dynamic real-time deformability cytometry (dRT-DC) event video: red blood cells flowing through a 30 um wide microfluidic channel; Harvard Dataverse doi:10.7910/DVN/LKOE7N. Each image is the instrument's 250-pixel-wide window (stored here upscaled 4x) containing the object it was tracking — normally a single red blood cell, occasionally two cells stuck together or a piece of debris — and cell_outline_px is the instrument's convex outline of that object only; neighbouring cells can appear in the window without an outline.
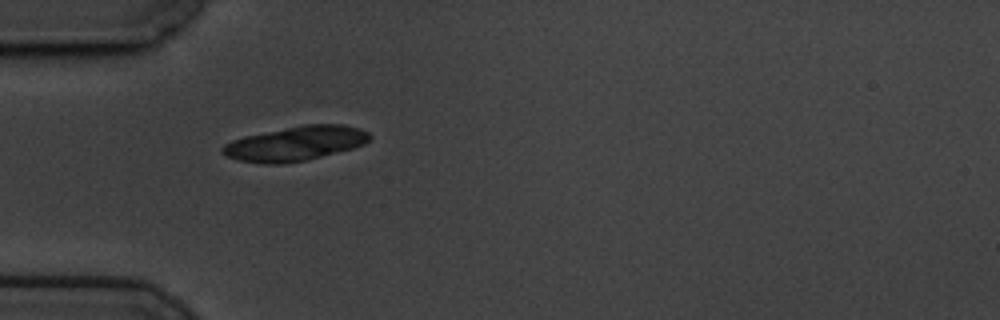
{"species": "common noctule bat (a hibernating species)", "species_latin": "Nyctalus noctula", "temperature_condition": "cold", "stored_images_in_passage": 42, "camera_frame_rate_fps": 3000, "um_per_image_px": 0.085, "animal": {"sex": "male", "body_mass_g": 19.5, "forearm_length_mm": 54.6}, "frame": {"image": 1, "passage_image": 1, "time_ms": 0.0, "image_size_px": [1000, 320], "cell_outline_px": [[372, 136], [364, 144], [352, 148], [304, 160], [284, 164], [264, 164], [240, 160], [228, 156], [220, 152], [220, 148], [224, 144], [232, 140], [244, 136], [304, 124], [344, 124], [360, 128], [368, 132]], "centroid_in_image_um": [25.1, 12.19], "position_along_channel_um": 59.9, "area_um2": 29.42}}
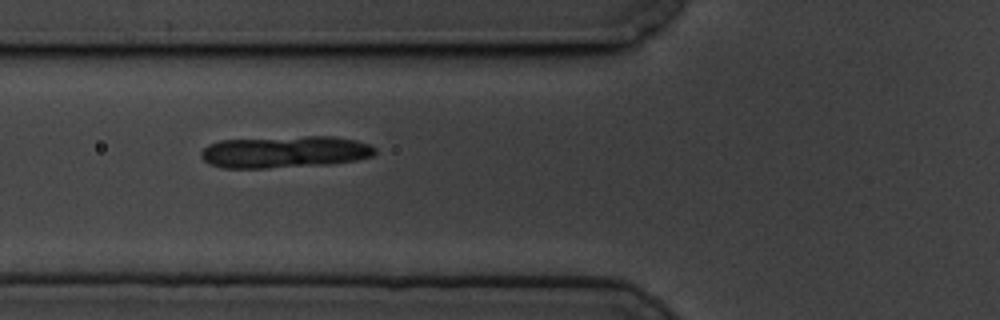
{"frame": {"image": 2, "passage_image": 5, "time_ms": 1.333, "image_size_px": [1000, 320], "cell_outline_px": [[376, 152], [372, 156], [356, 160], [332, 164], [264, 168], [224, 168], [208, 164], [200, 156], [200, 152], [208, 144], [220, 140], [304, 136], [332, 136], [356, 140], [368, 144], [376, 148]], "centroid_in_image_um": [24.19, 12.91], "position_along_channel_um": 101.6, "area_um2": 32.54}}
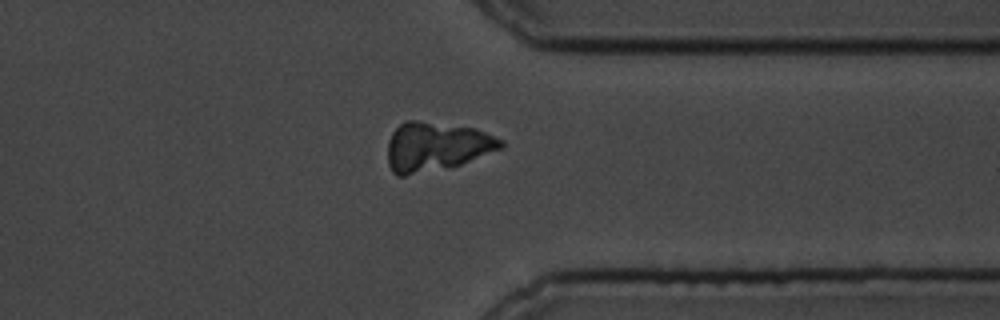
{"frame": {"image": 3, "passage_image": 29, "time_ms": 9.333, "image_size_px": [1000, 320], "cell_outline_px": [[504, 148], [460, 164], [404, 176], [396, 176], [392, 172], [388, 164], [388, 140], [392, 132], [404, 120], [416, 120], [476, 128], [504, 140]], "centroid_in_image_um": [37.08, 12.44], "position_along_channel_um": 374.3, "area_um2": 32.31}}